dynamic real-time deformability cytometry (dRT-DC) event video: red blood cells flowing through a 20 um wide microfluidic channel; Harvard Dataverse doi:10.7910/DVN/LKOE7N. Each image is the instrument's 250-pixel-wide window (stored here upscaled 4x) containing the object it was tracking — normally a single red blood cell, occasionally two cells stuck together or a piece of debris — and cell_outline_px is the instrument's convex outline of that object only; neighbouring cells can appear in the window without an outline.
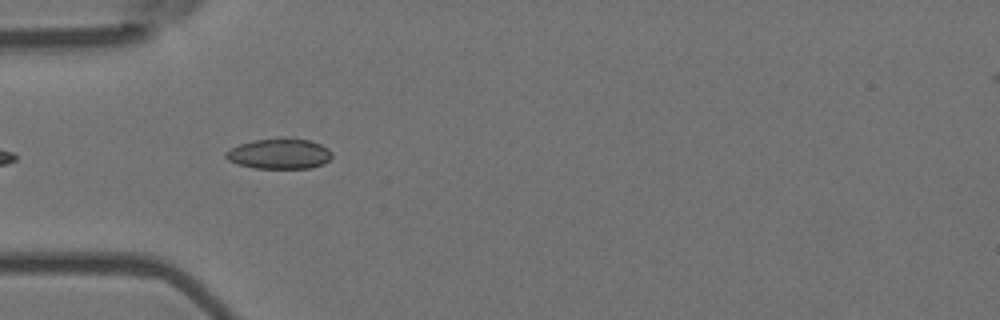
{"species": "Egyptian fruit bat (a non-hibernating species)", "species_latin": "Rousettus aegyptiacus", "temperature_condition": "room temperature", "stored_images_in_passage": 6, "camera_frame_rate_fps": 3000, "um_per_image_px": 0.085, "animal": {"sex": "female"}, "frame": {"image": 1, "passage_image": 5, "time_ms": 1.333, "image_size_px": [1000, 320], "cell_outline_px": [[332, 156], [324, 164], [312, 168], [252, 168], [236, 164], [228, 160], [224, 156], [224, 152], [240, 144], [256, 140], [276, 136], [292, 136], [308, 140], [320, 144], [328, 148], [332, 152]], "centroid_in_image_um": [23.75, 13.04], "position_along_channel_um": 61.3, "area_um2": 19.36}}
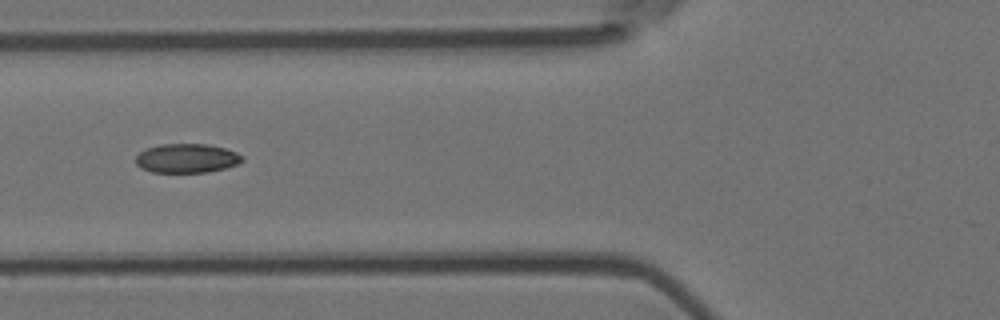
{"frame": {"image": 2, "passage_image": 6, "time_ms": 1.667, "image_size_px": [1000, 320], "cell_outline_px": [[244, 160], [236, 164], [224, 168], [208, 172], [152, 172], [140, 168], [136, 164], [136, 156], [140, 152], [148, 148], [160, 144], [208, 144], [224, 148], [236, 152], [244, 156]], "centroid_in_image_um": [15.87, 13.45], "position_along_channel_um": 109.9, "area_um2": 18.03}}